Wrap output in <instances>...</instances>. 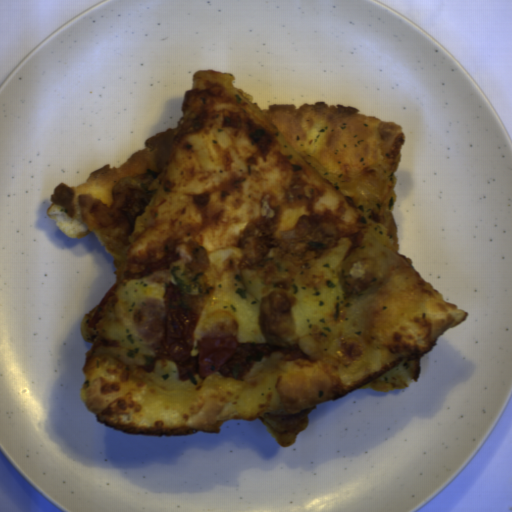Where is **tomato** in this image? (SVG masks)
<instances>
[{"label": "tomato", "instance_id": "obj_1", "mask_svg": "<svg viewBox=\"0 0 512 512\" xmlns=\"http://www.w3.org/2000/svg\"><path fill=\"white\" fill-rule=\"evenodd\" d=\"M197 320V315L186 303L181 285L168 283L162 340L155 356L158 361L181 365L190 362Z\"/></svg>", "mask_w": 512, "mask_h": 512}, {"label": "tomato", "instance_id": "obj_2", "mask_svg": "<svg viewBox=\"0 0 512 512\" xmlns=\"http://www.w3.org/2000/svg\"><path fill=\"white\" fill-rule=\"evenodd\" d=\"M239 350L234 336L198 340L197 368L201 378L218 373Z\"/></svg>", "mask_w": 512, "mask_h": 512}, {"label": "tomato", "instance_id": "obj_3", "mask_svg": "<svg viewBox=\"0 0 512 512\" xmlns=\"http://www.w3.org/2000/svg\"><path fill=\"white\" fill-rule=\"evenodd\" d=\"M177 260H180V257L178 254L174 253H167L158 260L152 262L151 264L144 267L143 271L140 273H131L129 270L125 273L124 277L128 278H141L148 276L154 272L168 269L171 262H175Z\"/></svg>", "mask_w": 512, "mask_h": 512}, {"label": "tomato", "instance_id": "obj_4", "mask_svg": "<svg viewBox=\"0 0 512 512\" xmlns=\"http://www.w3.org/2000/svg\"><path fill=\"white\" fill-rule=\"evenodd\" d=\"M117 287L118 285L115 283V284H112L109 289L105 292V294L103 295L102 299L100 300L89 324H88V327L90 329H94L96 328L97 324H98V319L104 309V307L106 306V304L108 303L110 297L113 295V293L117 290Z\"/></svg>", "mask_w": 512, "mask_h": 512}]
</instances>
